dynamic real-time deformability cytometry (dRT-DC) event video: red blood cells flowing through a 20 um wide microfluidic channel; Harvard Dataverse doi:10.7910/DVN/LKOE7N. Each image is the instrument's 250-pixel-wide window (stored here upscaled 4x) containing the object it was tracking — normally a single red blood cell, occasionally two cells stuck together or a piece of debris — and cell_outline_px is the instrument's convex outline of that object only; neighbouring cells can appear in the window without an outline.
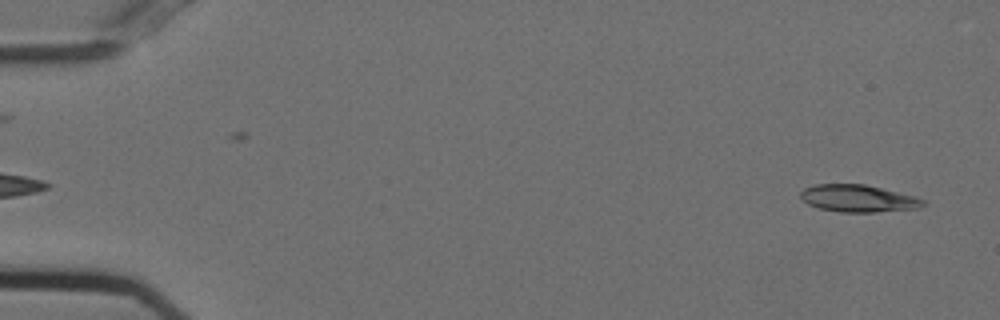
{"species": "Egyptian fruit bat (a non-hibernating species)", "species_latin": "Rousettus aegyptiacus", "temperature_condition": "cold", "stored_images_in_passage": 53, "camera_frame_rate_fps": 3000, "um_per_image_px": 0.085, "animal": {"sex": "female"}, "frame": {"image": 1, "passage_image": 2, "time_ms": 0.333, "image_size_px": [1000, 320], "cell_outline_px": [[928, 204], [916, 208], [876, 212], [840, 212], [820, 208], [808, 204], [800, 196], [800, 192], [804, 188], [816, 184], [864, 184], [916, 196], [924, 200]], "centroid_in_image_um": [72.96, 16.86], "position_along_channel_um": 12.0, "area_um2": 19.36}}
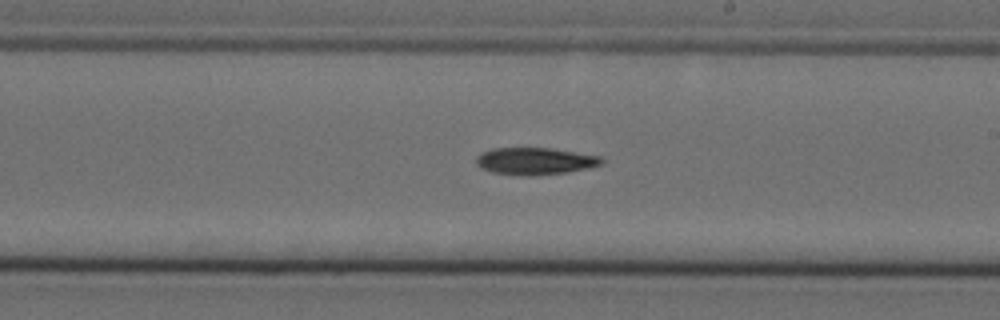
{"frame": {"image": 2, "passage_image": 31, "time_ms": 10.0, "image_size_px": [1000, 320], "cell_outline_px": [[604, 164], [588, 168], [568, 172], [492, 172], [480, 168], [476, 164], [476, 156], [492, 148], [552, 148], [600, 156], [604, 160]], "centroid_in_image_um": [45.52, 13.63], "position_along_channel_um": 243.5, "area_um2": 18.73}}
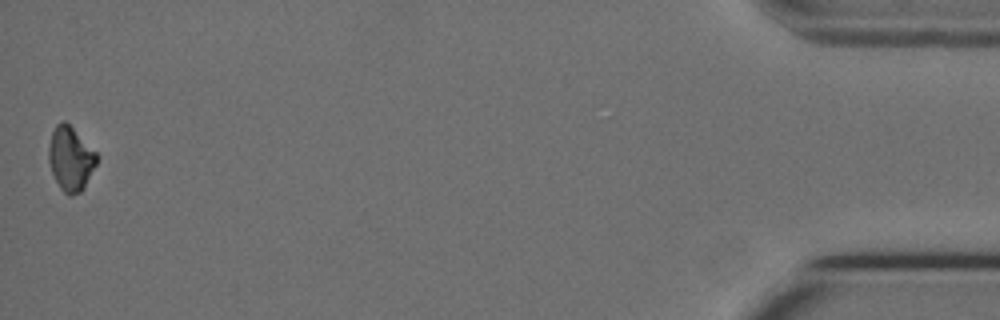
{"frame": {"image": 3, "passage_image": 53, "time_ms": 17.333, "image_size_px": [1000, 320], "cell_outline_px": [[100, 156], [84, 188], [80, 192], [72, 196], [68, 196], [60, 188], [52, 172], [48, 160], [48, 148], [52, 132], [56, 124], [64, 120]], "centroid_in_image_um": [6.0, 13.51], "position_along_channel_um": 429.2, "area_um2": 17.86}, "authors_computed_cell_mechanics": {"area_um2": 19.5364, "velocity_mm_per_s": 3.7397, "shape_relaxation_time_tau1_ms": 8.4872, "shape_relaxation_time_tau2_ms": null, "deformation_change_tau1": 0.1523, "deformation_change_tau2": null}}